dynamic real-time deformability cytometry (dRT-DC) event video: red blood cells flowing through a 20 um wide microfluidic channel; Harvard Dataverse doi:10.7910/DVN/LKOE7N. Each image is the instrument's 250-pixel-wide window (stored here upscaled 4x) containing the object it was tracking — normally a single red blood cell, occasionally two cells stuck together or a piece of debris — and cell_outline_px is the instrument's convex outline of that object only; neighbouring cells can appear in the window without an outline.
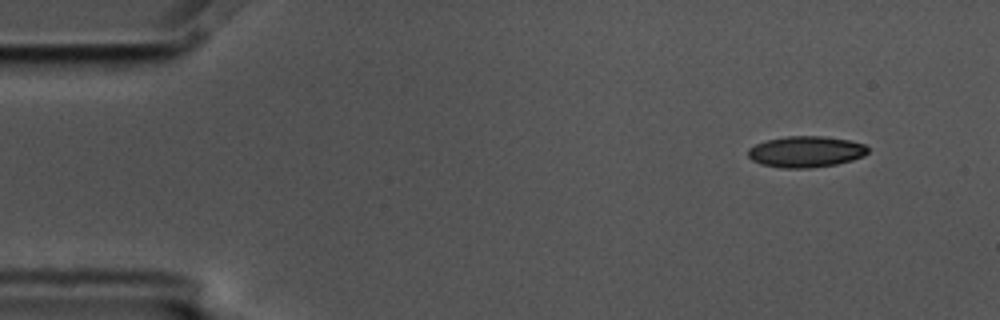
{"species": "common noctule bat (a hibernating species)", "species_latin": "Nyctalus noctula", "temperature_condition": "cold", "stored_images_in_passage": 4, "camera_frame_rate_fps": 3000, "um_per_image_px": 0.085, "animal": {"sex": "male", "body_mass_g": 17.5, "forearm_length_mm": 52.3}, "frame": {"image": 1, "passage_image": 1, "time_ms": 0.0, "image_size_px": [1000, 320], "cell_outline_px": [[868, 152], [864, 156], [852, 160], [836, 164], [808, 168], [784, 168], [760, 164], [752, 160], [748, 156], [748, 148], [756, 144], [768, 140], [788, 136], [824, 136], [848, 140], [864, 144], [868, 148]], "centroid_in_image_um": [68.5, 12.9], "position_along_channel_um": 16.5, "area_um2": 21.68}}
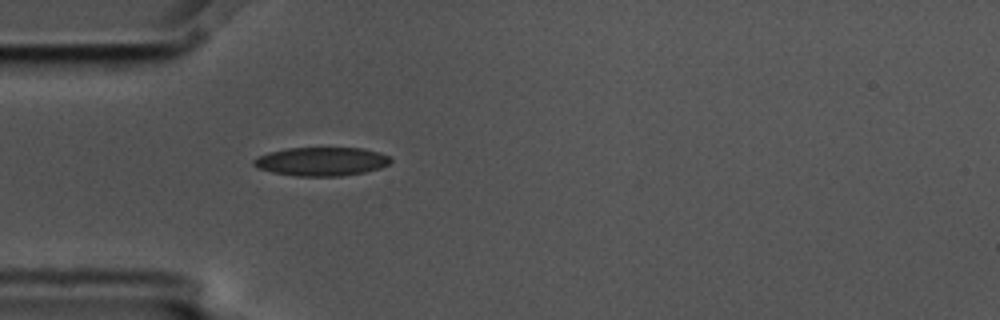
{"frame": {"image": 2, "passage_image": 4, "time_ms": 1.0, "image_size_px": [1000, 320], "cell_outline_px": [[392, 160], [388, 164], [380, 168], [364, 172], [340, 176], [296, 176], [272, 172], [256, 168], [252, 164], [252, 160], [256, 156], [268, 152], [288, 148], [364, 148], [380, 152], [388, 156]], "centroid_in_image_um": [27.28, 13.72], "position_along_channel_um": 57.7, "area_um2": 23.0}}